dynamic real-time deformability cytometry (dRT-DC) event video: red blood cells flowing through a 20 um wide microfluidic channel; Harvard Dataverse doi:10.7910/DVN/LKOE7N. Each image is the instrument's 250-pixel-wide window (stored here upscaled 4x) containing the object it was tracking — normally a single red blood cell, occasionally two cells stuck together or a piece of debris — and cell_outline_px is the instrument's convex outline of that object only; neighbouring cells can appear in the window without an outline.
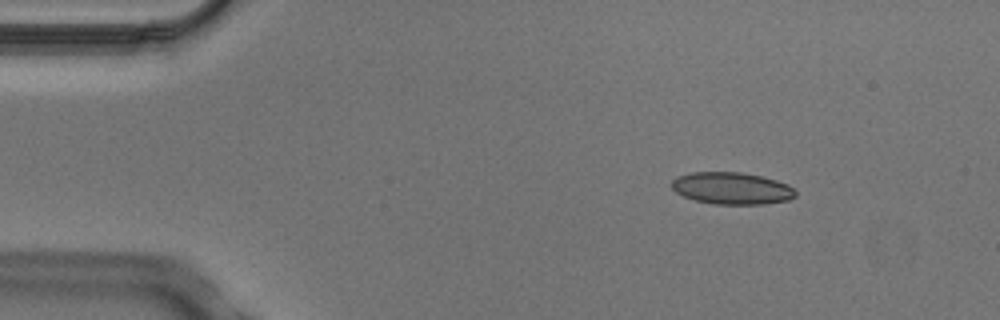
{"species": "Egyptian fruit bat (a non-hibernating species)", "species_latin": "Rousettus aegyptiacus", "temperature_condition": "cold", "stored_images_in_passage": 5, "camera_frame_rate_fps": 3000, "um_per_image_px": 0.085, "animal": {"sex": "male"}, "frame": {"image": 1, "passage_image": 2, "time_ms": 0.333, "image_size_px": [1000, 320], "cell_outline_px": [[796, 196], [788, 200], [764, 204], [712, 204], [696, 200], [684, 196], [676, 192], [672, 188], [672, 180], [676, 176], [692, 172], [740, 172], [760, 176], [776, 180], [788, 184], [796, 192]], "centroid_in_image_um": [62.2, 16.0], "position_along_channel_um": 22.8, "area_um2": 23.06}}
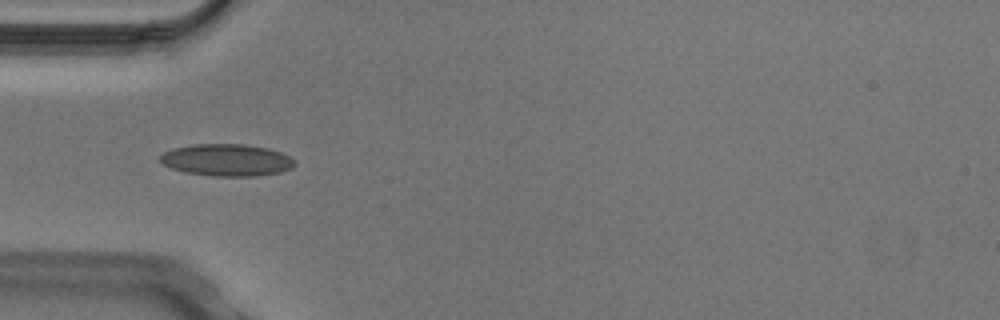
{"frame": {"image": 2, "passage_image": 4, "time_ms": 1.0, "image_size_px": [1000, 320], "cell_outline_px": [[296, 164], [292, 168], [280, 172], [256, 176], [216, 176], [188, 172], [172, 168], [164, 164], [160, 160], [160, 156], [164, 152], [172, 148], [192, 144], [244, 144], [268, 148], [280, 152], [288, 156]], "centroid_in_image_um": [19.28, 13.59], "position_along_channel_um": 65.7, "area_um2": 24.91}}